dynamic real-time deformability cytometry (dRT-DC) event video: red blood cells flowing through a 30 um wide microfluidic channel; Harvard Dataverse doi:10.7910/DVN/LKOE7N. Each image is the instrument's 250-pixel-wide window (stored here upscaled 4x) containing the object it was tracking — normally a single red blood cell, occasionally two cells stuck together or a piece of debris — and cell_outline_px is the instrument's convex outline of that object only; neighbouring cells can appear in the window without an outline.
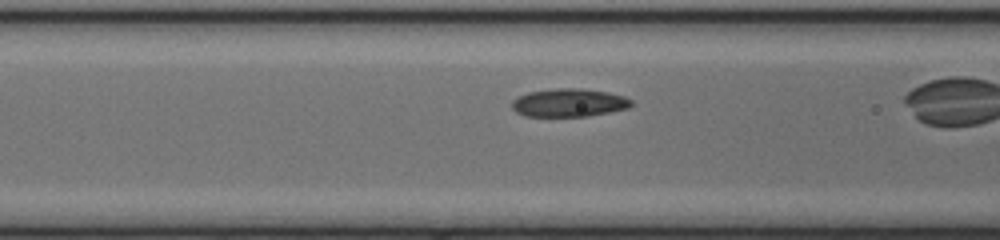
{"species": "common noctule bat (a hibernating species)", "species_latin": "Nyctalus noctula", "temperature_condition": "cold", "stored_images_in_passage": 26, "camera_frame_rate_fps": 3000, "um_per_image_px": 0.085, "animal": {"sex": "female", "body_mass_g": 17.0, "forearm_length_mm": 48.0}, "frame": {"image": 1, "passage_image": 6, "time_ms": 1.667, "image_size_px": [1000, 240], "cell_outline_px": [[632, 104], [628, 108], [608, 112], [584, 116], [524, 116], [516, 112], [512, 108], [512, 100], [528, 92], [556, 88], [580, 88], [608, 92], [624, 96], [632, 100]], "centroid_in_image_um": [48.35, 8.72], "position_along_channel_um": 118.3, "area_um2": 19.48}}
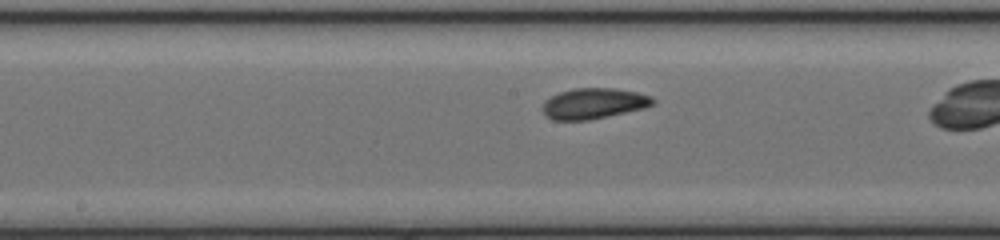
{"frame": {"image": 2, "passage_image": 12, "time_ms": 3.667, "image_size_px": [1000, 240], "cell_outline_px": [[656, 104], [644, 108], [608, 116], [588, 120], [552, 120], [544, 116], [540, 108], [544, 100], [560, 92], [572, 88], [616, 88], [636, 92], [652, 96], [656, 100]], "centroid_in_image_um": [50.44, 8.8], "position_along_channel_um": 197.8, "area_um2": 20.06}}
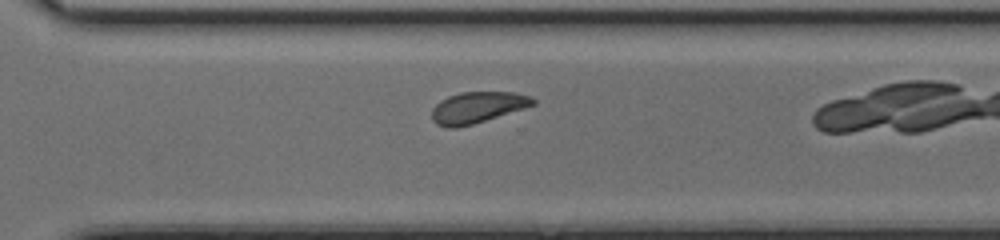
{"frame": {"image": 3, "passage_image": 22, "time_ms": 7.0, "image_size_px": [1000, 240], "cell_outline_px": [[536, 104], [524, 108], [472, 124], [456, 128], [448, 128], [436, 124], [432, 120], [432, 108], [440, 100], [448, 96], [460, 92], [516, 92], [532, 96], [536, 100]], "centroid_in_image_um": [40.58, 9.12], "position_along_channel_um": 330.0, "area_um2": 18.44}}